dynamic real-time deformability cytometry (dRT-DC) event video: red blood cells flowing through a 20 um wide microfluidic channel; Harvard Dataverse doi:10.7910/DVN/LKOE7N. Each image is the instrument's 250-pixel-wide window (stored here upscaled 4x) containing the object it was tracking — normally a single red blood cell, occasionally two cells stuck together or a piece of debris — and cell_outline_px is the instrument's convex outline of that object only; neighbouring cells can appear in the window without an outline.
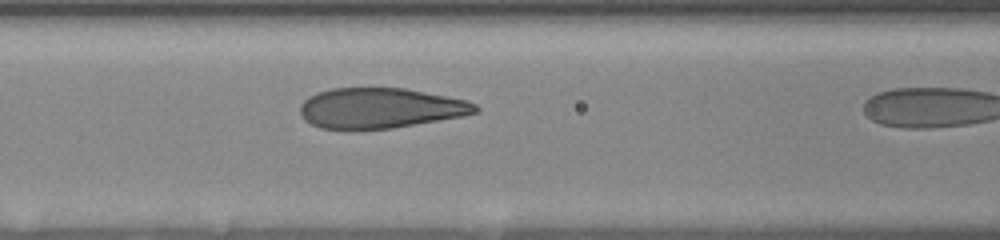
{"species": "human", "species_latin": "Homo sapiens", "temperature_condition": "room temperature", "stored_images_in_passage": 10, "camera_frame_rate_fps": 3000, "um_per_image_px": 0.085, "donor": {"sex": "female"}, "frame": {"image": 1, "passage_image": 9, "time_ms": 5.0, "image_size_px": [1000, 240], "cell_outline_px": [[480, 108], [476, 112], [464, 116], [392, 128], [352, 132], [348, 132], [320, 128], [304, 120], [300, 112], [300, 104], [308, 96], [316, 92], [332, 88], [404, 88], [468, 100], [476, 104]], "centroid_in_image_um": [32.27, 9.22], "position_along_channel_um": 134.3, "area_um2": 42.08}}